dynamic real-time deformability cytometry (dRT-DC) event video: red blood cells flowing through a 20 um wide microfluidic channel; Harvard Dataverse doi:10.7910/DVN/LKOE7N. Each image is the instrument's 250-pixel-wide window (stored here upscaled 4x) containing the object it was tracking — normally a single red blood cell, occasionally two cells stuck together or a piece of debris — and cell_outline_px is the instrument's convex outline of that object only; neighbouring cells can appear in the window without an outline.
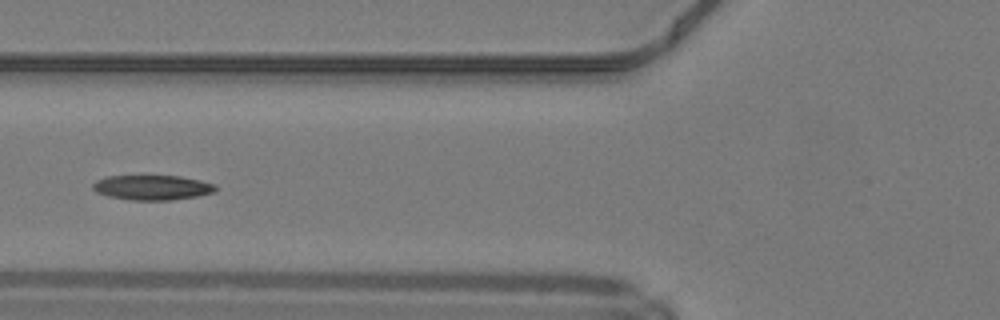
{"species": "common noctule bat (a hibernating species)", "species_latin": "Nyctalus noctula", "temperature_condition": "warm", "stored_images_in_passage": 36, "camera_frame_rate_fps": 3000, "um_per_image_px": 0.085, "animal": {"sex": "male", "body_mass_g": 19.2, "forearm_length_mm": 51.8}, "frame": {"image": 1, "passage_image": 6, "time_ms": 1.667, "image_size_px": [1000, 320], "cell_outline_px": [[216, 188], [212, 192], [196, 196], [172, 200], [128, 200], [108, 196], [96, 192], [92, 188], [92, 184], [96, 180], [108, 176], [180, 176], [200, 180], [216, 184]], "centroid_in_image_um": [12.91, 15.94], "position_along_channel_um": 112.9, "area_um2": 17.74}}
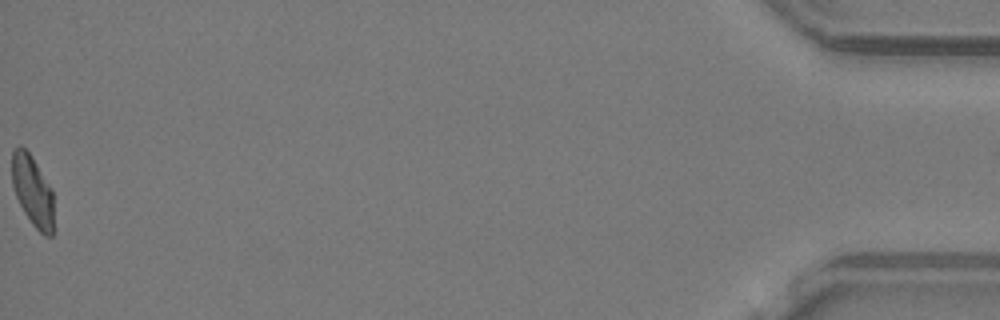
{"frame": {"image": 2, "passage_image": 36, "time_ms": 11.667, "image_size_px": [1000, 320], "cell_outline_px": [[52, 236], [44, 236], [32, 224], [24, 212], [16, 196], [12, 184], [12, 152], [20, 144], [28, 152], [52, 188]], "centroid_in_image_um": [2.75, 16.22], "position_along_channel_um": 432.4, "area_um2": 16.88}, "authors_computed_cell_mechanics": {"area_um2": 18.0625, "velocity_mm_per_s": 4.2219, "shape_relaxation_time_tau1_ms": 5.568, "shape_relaxation_time_tau2_ms": 3.8785, "deformation_change_tau1": 0.1805, "deformation_change_tau2": 0.0986}}